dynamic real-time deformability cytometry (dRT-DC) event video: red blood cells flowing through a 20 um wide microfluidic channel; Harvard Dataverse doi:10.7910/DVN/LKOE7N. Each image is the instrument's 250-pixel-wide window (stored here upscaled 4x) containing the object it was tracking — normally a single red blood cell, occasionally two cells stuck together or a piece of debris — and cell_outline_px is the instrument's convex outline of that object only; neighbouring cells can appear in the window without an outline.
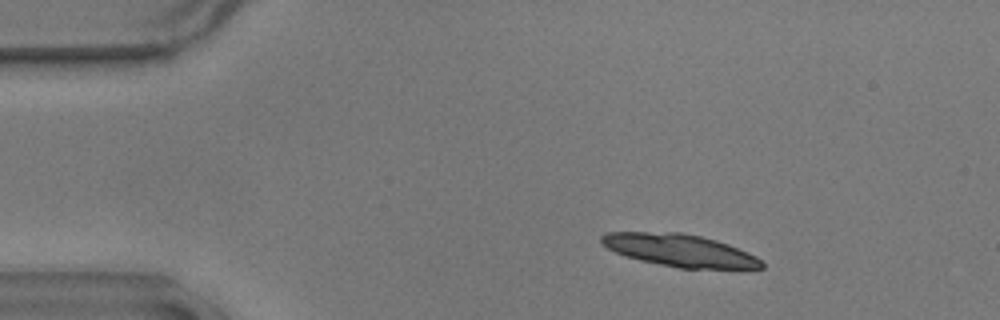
{"species": "common noctule bat (a hibernating species)", "species_latin": "Nyctalus noctula", "temperature_condition": "warm", "stored_images_in_passage": 14, "camera_frame_rate_fps": 3000, "um_per_image_px": 0.085, "animal": {"sex": "male", "body_mass_g": 17.9}, "frame": {"image": 1, "passage_image": 8, "time_ms": 2.333, "image_size_px": [1000, 320], "cell_outline_px": [[764, 268], [680, 268], [640, 260], [624, 256], [600, 244], [600, 236], [604, 232], [680, 232], [700, 236], [716, 240], [728, 244], [756, 256], [764, 264]], "centroid_in_image_um": [57.72, 21.27], "position_along_channel_um": 27.3, "area_um2": 30.06}}